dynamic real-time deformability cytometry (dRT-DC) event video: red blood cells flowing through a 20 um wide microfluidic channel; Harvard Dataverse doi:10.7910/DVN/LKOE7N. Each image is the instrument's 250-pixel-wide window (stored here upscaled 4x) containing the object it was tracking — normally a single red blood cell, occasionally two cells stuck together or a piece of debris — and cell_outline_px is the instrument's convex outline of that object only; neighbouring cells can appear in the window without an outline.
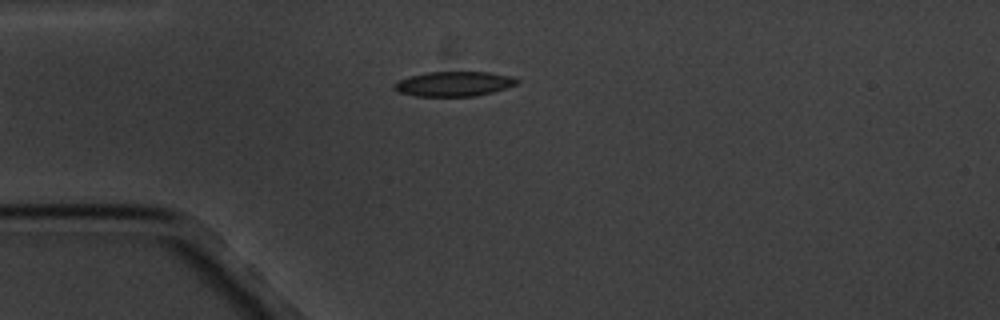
{"species": "common noctule bat (a hibernating species)", "species_latin": "Nyctalus noctula", "temperature_condition": "cold", "stored_images_in_passage": 5, "camera_frame_rate_fps": 3000, "um_per_image_px": 0.085, "animal": {"sex": "male", "body_mass_g": 20.1, "forearm_length_mm": 53.5}, "frame": {"image": 1, "passage_image": 5, "time_ms": 4.667, "image_size_px": [1000, 320], "cell_outline_px": [[520, 80], [516, 84], [492, 92], [476, 96], [416, 96], [400, 92], [392, 88], [392, 84], [400, 80], [412, 76], [428, 72], [488, 72], [512, 76]], "centroid_in_image_um": [38.58, 7.13], "position_along_channel_um": 46.4, "area_um2": 17.57}}